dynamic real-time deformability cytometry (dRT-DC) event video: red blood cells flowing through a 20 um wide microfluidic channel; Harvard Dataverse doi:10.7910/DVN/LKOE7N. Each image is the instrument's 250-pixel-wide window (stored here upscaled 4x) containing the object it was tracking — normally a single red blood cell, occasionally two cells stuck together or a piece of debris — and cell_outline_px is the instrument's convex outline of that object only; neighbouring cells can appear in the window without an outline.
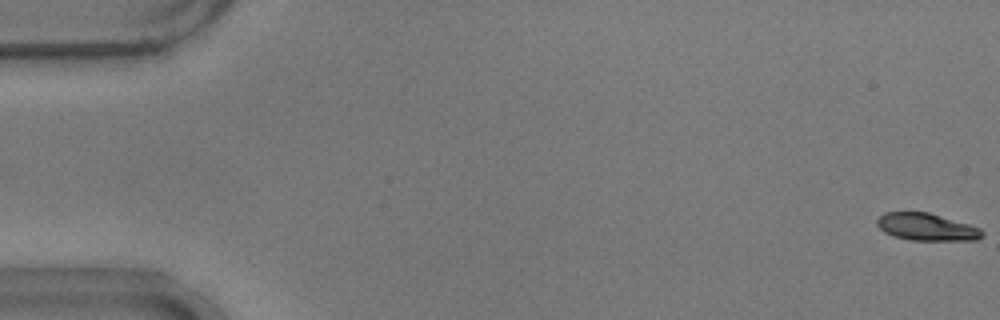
{"species": "common noctule bat (a hibernating species)", "species_latin": "Nyctalus noctula", "temperature_condition": "warm", "stored_images_in_passage": 12, "camera_frame_rate_fps": 3000, "um_per_image_px": 0.085, "animal": {"sex": "male", "body_mass_g": 17.9}, "frame": {"image": 1, "passage_image": 1, "time_ms": 0.0, "image_size_px": [1000, 320], "cell_outline_px": [[984, 236], [976, 240], [908, 240], [892, 236], [884, 232], [876, 224], [876, 220], [884, 212], [928, 212], [968, 224], [980, 228], [984, 232]], "centroid_in_image_um": [78.74, 19.3], "position_along_channel_um": 6.3, "area_um2": 16.76}}